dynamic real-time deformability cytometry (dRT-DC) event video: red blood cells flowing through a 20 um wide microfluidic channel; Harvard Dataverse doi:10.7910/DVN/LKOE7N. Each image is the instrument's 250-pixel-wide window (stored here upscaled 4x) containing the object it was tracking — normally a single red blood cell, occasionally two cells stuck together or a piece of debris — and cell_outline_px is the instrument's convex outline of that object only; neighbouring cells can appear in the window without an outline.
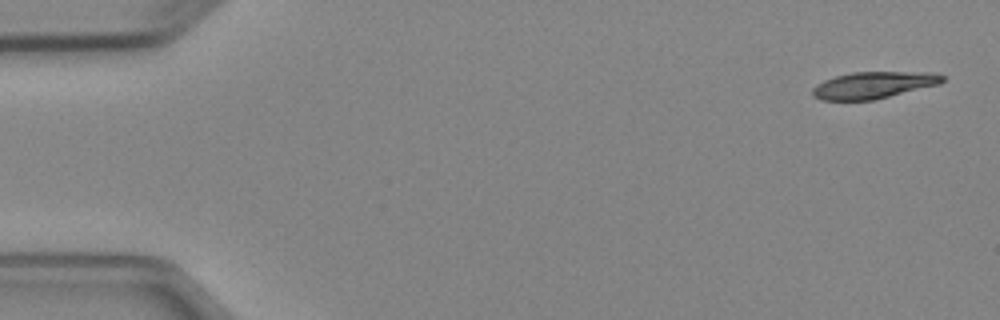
{"species": "Egyptian fruit bat (a non-hibernating species)", "species_latin": "Rousettus aegyptiacus", "temperature_condition": "cold", "stored_images_in_passage": 7, "camera_frame_rate_fps": 3000, "um_per_image_px": 0.085, "animal": {"sex": "female"}, "frame": {"image": 1, "passage_image": 1, "time_ms": 0.0, "image_size_px": [1000, 320], "cell_outline_px": [[944, 80], [940, 84], [872, 100], [820, 100], [812, 96], [812, 88], [816, 84], [824, 80], [836, 76], [852, 72], [932, 72], [944, 76]], "centroid_in_image_um": [74.22, 7.23], "position_along_channel_um": 10.8, "area_um2": 20.23}}